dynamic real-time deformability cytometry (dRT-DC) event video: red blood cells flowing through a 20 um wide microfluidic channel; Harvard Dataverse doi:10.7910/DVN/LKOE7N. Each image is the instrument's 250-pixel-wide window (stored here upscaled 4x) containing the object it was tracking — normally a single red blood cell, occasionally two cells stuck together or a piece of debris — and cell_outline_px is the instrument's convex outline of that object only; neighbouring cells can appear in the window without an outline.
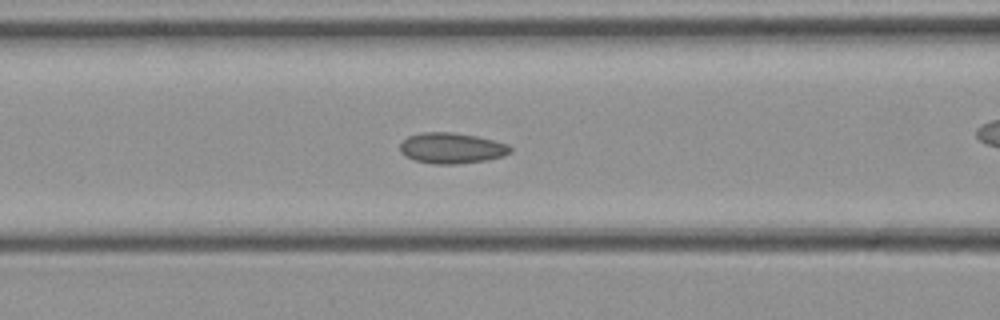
{"species": "common noctule bat (a hibernating species)", "species_latin": "Nyctalus noctula", "temperature_condition": "cold", "stored_images_in_passage": 34, "camera_frame_rate_fps": 3000, "um_per_image_px": 0.085, "animal": {"sex": "female", "body_mass_g": 21.9}, "frame": {"image": 1, "passage_image": 10, "time_ms": 3.0, "image_size_px": [1000, 320], "cell_outline_px": [[512, 152], [504, 156], [488, 160], [456, 164], [432, 164], [416, 160], [404, 156], [400, 152], [400, 144], [408, 136], [424, 132], [452, 132], [476, 136], [508, 144], [512, 148]], "centroid_in_image_um": [38.4, 12.6], "position_along_channel_um": 128.2, "area_um2": 19.83}}
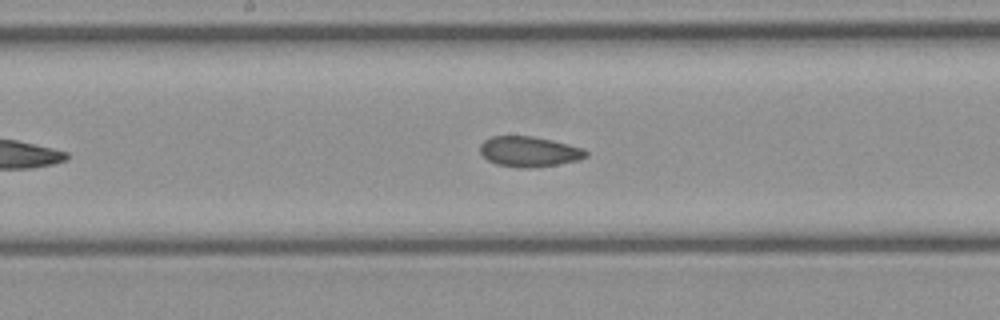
{"frame": {"image": 2, "passage_image": 15, "time_ms": 4.667, "image_size_px": [1000, 320], "cell_outline_px": [[588, 156], [580, 160], [556, 164], [528, 168], [520, 168], [496, 164], [488, 160], [480, 152], [480, 144], [484, 140], [492, 136], [532, 136], [552, 140], [584, 148], [588, 152]], "centroid_in_image_um": [44.99, 12.88], "position_along_channel_um": 203.2, "area_um2": 18.73}}
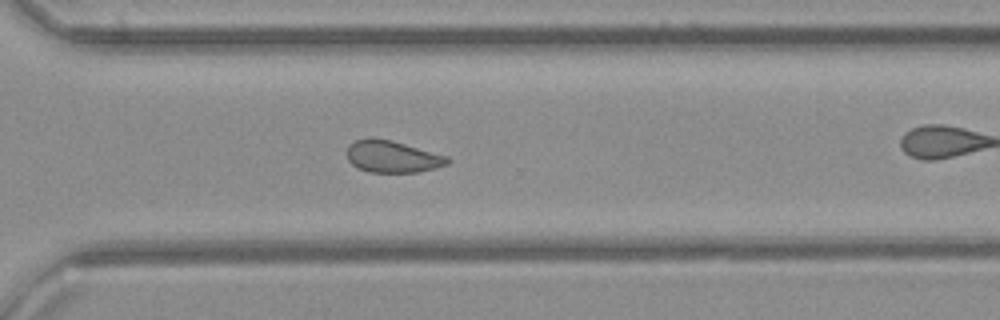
{"frame": {"image": 3, "passage_image": 24, "time_ms": 7.667, "image_size_px": [1000, 320], "cell_outline_px": [[452, 160], [448, 164], [416, 172], [368, 172], [356, 168], [348, 160], [348, 144], [356, 140], [368, 136], [372, 136], [392, 140], [448, 156]], "centroid_in_image_um": [33.32, 13.29], "position_along_channel_um": 337.3, "area_um2": 18.9}}